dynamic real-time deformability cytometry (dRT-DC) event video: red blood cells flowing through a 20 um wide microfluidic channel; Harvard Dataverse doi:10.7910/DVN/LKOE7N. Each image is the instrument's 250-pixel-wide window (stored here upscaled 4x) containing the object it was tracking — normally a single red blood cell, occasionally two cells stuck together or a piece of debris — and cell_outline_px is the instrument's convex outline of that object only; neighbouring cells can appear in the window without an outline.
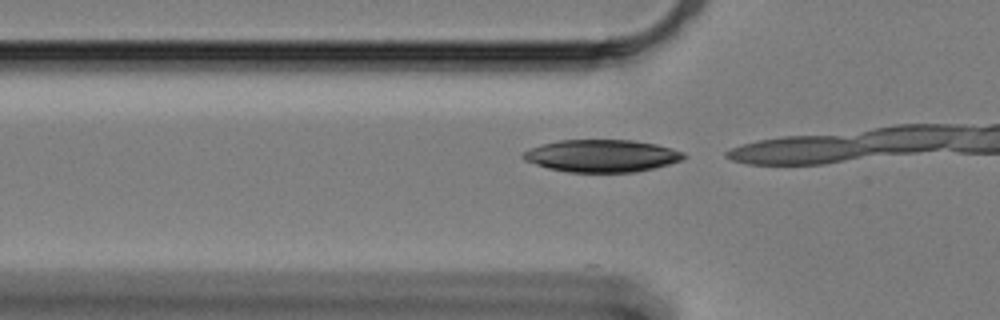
{"species": "Egyptian fruit bat (a non-hibernating species)", "species_latin": "Rousettus aegyptiacus", "temperature_condition": "cold", "stored_images_in_passage": 10, "camera_frame_rate_fps": 3000, "um_per_image_px": 0.085, "animal": {"sex": "female"}, "frame": {"image": 1, "passage_image": 8, "time_ms": 2.333, "image_size_px": [1000, 320], "cell_outline_px": [[688, 156], [684, 160], [636, 172], [568, 172], [548, 168], [524, 160], [520, 156], [524, 152], [532, 148], [544, 144], [560, 140], [632, 140], [656, 144], [672, 148], [684, 152]], "centroid_in_image_um": [51.19, 13.24], "position_along_channel_um": 74.6, "area_um2": 30.23}}